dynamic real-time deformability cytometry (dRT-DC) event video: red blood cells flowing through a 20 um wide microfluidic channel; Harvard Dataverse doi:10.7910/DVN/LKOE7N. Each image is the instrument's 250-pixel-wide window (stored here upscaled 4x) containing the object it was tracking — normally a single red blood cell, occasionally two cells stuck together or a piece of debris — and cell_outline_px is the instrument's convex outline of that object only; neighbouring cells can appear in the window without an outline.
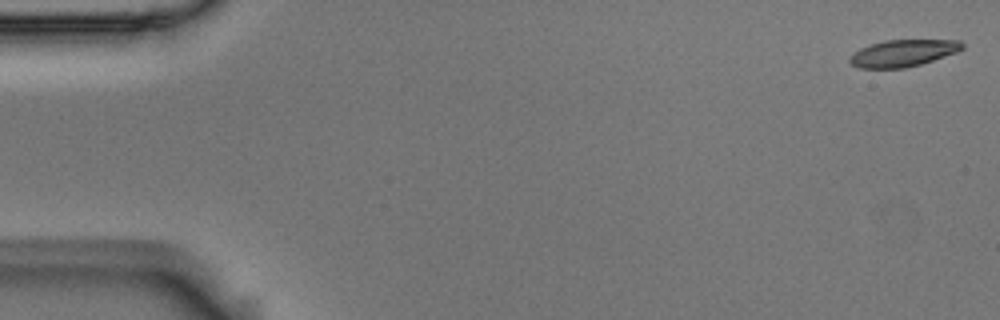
{"species": "Egyptian fruit bat (a non-hibernating species)", "species_latin": "Rousettus aegyptiacus", "temperature_condition": "room temperature", "stored_images_in_passage": 55, "camera_frame_rate_fps": 3000, "um_per_image_px": 0.085, "animal": {"sex": "male"}, "frame": {"image": 1, "passage_image": 1, "time_ms": 0.0, "image_size_px": [1000, 320], "cell_outline_px": [[964, 48], [956, 52], [920, 64], [904, 68], [860, 68], [852, 64], [848, 60], [852, 52], [860, 48], [884, 40], [960, 40], [964, 44]], "centroid_in_image_um": [76.73, 4.51], "position_along_channel_um": 8.3, "area_um2": 17.51}}
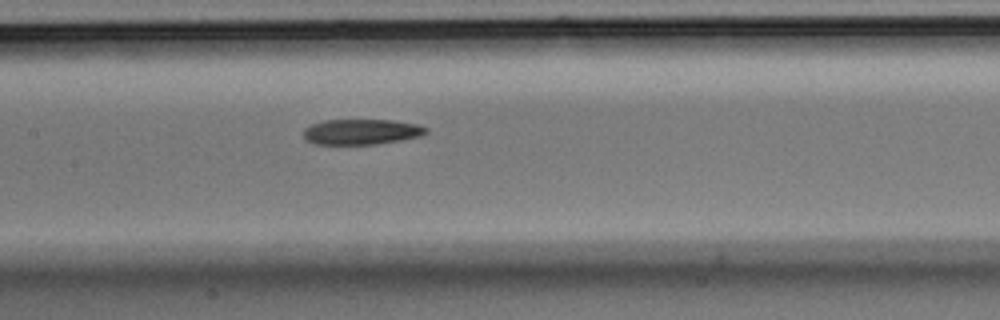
{"frame": {"image": 2, "passage_image": 26, "time_ms": 8.333, "image_size_px": [1000, 320], "cell_outline_px": [[428, 132], [420, 136], [404, 140], [376, 144], [312, 144], [304, 136], [304, 128], [312, 124], [324, 120], [392, 120], [420, 124], [428, 128]], "centroid_in_image_um": [30.77, 11.2], "position_along_channel_um": 176.6, "area_um2": 18.32}}
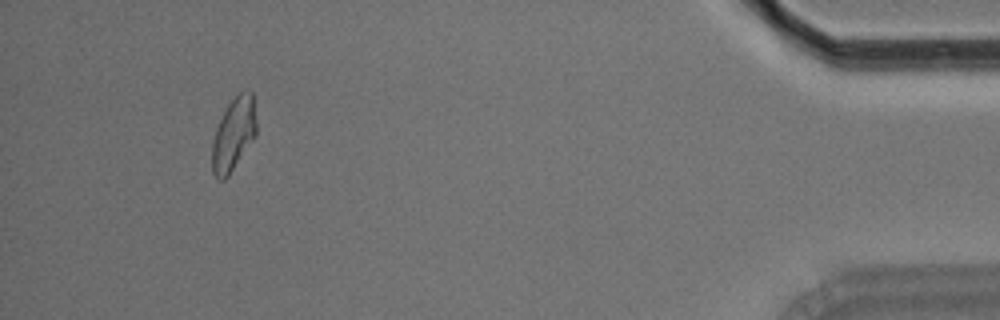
{"frame": {"image": 3, "passage_image": 51, "time_ms": 16.667, "image_size_px": [1000, 320], "cell_outline_px": [[256, 136], [228, 176], [224, 180], [220, 180], [212, 172], [212, 140], [216, 128], [228, 104], [240, 92], [248, 88], [252, 92], [256, 120]], "centroid_in_image_um": [19.86, 11.4], "position_along_channel_um": 415.3, "area_um2": 18.79}, "authors_computed_cell_mechanics": {"area_um2": 19.1896, "velocity_mm_per_s": 3.6664, "shape_relaxation_time_tau1_ms": 7.0108, "shape_relaxation_time_tau2_ms": 3.6269, "deformation_change_tau1": 0.197, "deformation_change_tau2": 0.0913}}